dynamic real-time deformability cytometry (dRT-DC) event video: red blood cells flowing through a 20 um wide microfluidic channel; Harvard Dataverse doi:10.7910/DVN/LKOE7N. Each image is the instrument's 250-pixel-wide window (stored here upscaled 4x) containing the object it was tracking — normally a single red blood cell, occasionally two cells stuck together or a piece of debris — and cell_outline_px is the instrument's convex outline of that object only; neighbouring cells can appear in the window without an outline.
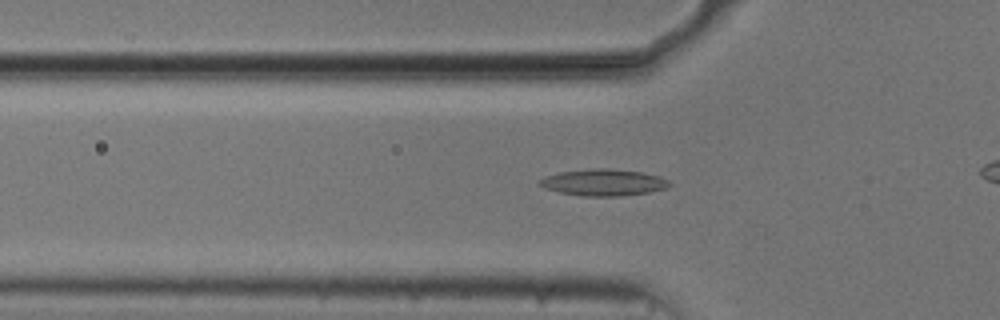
{"species": "common noctule bat (a hibernating species)", "species_latin": "Nyctalus noctula", "temperature_condition": "cold", "stored_images_in_passage": 46, "camera_frame_rate_fps": 3000, "um_per_image_px": 0.085, "animal": {"sex": "male", "body_mass_g": 20.5, "forearm_length_mm": 52.5}, "frame": {"image": 1, "passage_image": 17, "time_ms": 5.333, "image_size_px": [1000, 320], "cell_outline_px": [[672, 184], [668, 188], [648, 192], [620, 196], [580, 196], [560, 192], [544, 188], [540, 184], [540, 180], [544, 176], [560, 172], [592, 168], [604, 168], [640, 172], [660, 176], [668, 180]], "centroid_in_image_um": [51.31, 15.51], "position_along_channel_um": 74.5, "area_um2": 20.06}}
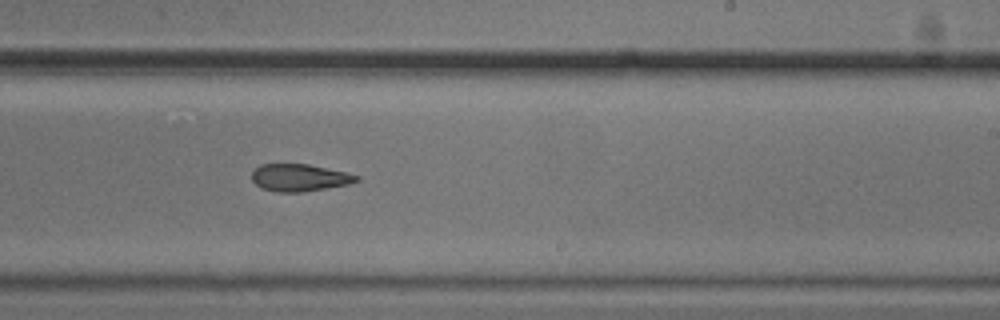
{"frame": {"image": 2, "passage_image": 32, "time_ms": 10.333, "image_size_px": [1000, 320], "cell_outline_px": [[360, 180], [348, 184], [304, 192], [276, 192], [260, 188], [252, 180], [252, 172], [260, 164], [308, 164], [348, 172], [360, 176]], "centroid_in_image_um": [25.47, 15.1], "position_along_channel_um": 263.5, "area_um2": 16.76}}
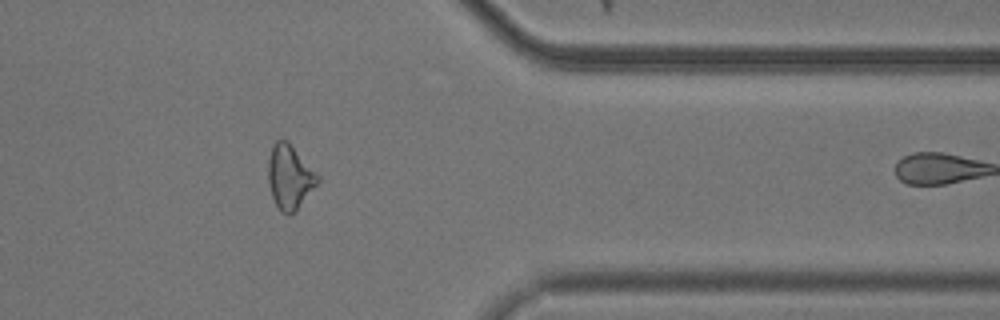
{"frame": {"image": 3, "passage_image": 43, "time_ms": 14.0, "image_size_px": [1000, 320], "cell_outline_px": [[320, 180], [296, 212], [284, 212], [276, 204], [272, 196], [268, 180], [268, 160], [272, 144], [276, 140], [288, 140], [320, 176]], "centroid_in_image_um": [24.64, 14.99], "position_along_channel_um": 386.8, "area_um2": 18.44}, "authors_computed_cell_mechanics": {"area_um2": 17.9758, "velocity_mm_per_s": 3.7624, "shape_relaxation_time_tau1_ms": null, "shape_relaxation_time_tau2_ms": 5.4469, "deformation_change_tau1": null, "deformation_change_tau2": 0.1523}}